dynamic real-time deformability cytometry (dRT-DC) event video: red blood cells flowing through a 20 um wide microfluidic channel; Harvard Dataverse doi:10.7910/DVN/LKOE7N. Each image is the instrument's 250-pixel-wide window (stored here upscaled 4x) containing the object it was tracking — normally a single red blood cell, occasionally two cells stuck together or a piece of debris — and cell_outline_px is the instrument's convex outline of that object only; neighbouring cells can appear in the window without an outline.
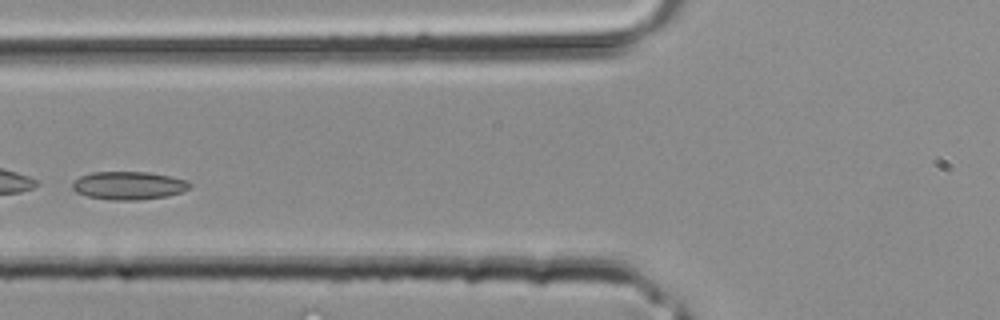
{"species": "common noctule bat (a hibernating species)", "species_latin": "Nyctalus noctula", "temperature_condition": "room temperature", "stored_images_in_passage": 29, "camera_frame_rate_fps": 3000, "um_per_image_px": 0.085, "animal": {"sex": "male", "body_mass_g": 20.4}, "frame": {"image": 1, "passage_image": 9, "time_ms": 2.667, "image_size_px": [1000, 320], "cell_outline_px": [[192, 184], [188, 188], [180, 192], [168, 196], [136, 200], [112, 200], [88, 196], [76, 192], [72, 188], [72, 184], [80, 176], [92, 172], [148, 172], [188, 180]], "centroid_in_image_um": [10.94, 15.77], "position_along_channel_um": 114.9, "area_um2": 19.07}}
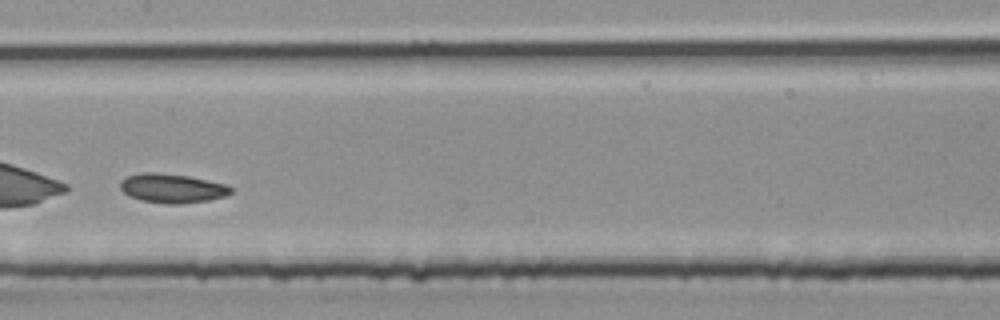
{"frame": {"image": 2, "passage_image": 13, "time_ms": 4.0, "image_size_px": [1000, 320], "cell_outline_px": [[232, 192], [224, 196], [208, 200], [180, 204], [168, 204], [140, 200], [128, 196], [120, 188], [120, 180], [128, 176], [144, 172], [156, 172], [188, 176], [224, 184], [232, 188]], "centroid_in_image_um": [14.59, 16.01], "position_along_channel_um": 192.8, "area_um2": 18.67}}
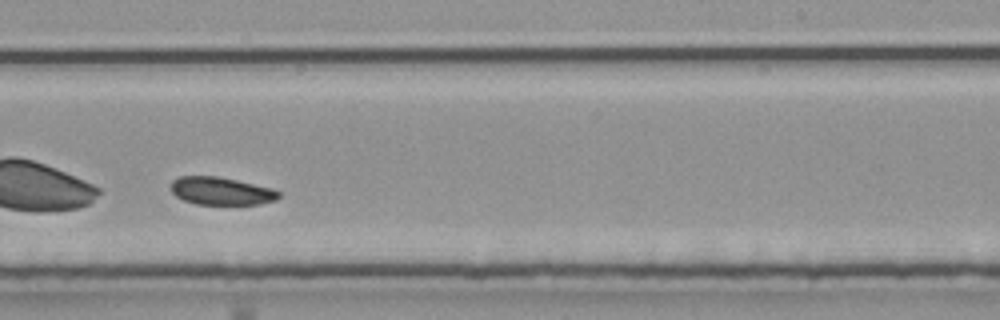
{"frame": {"image": 3, "passage_image": 17, "time_ms": 5.333, "image_size_px": [1000, 320], "cell_outline_px": [[280, 196], [276, 200], [260, 204], [196, 204], [184, 200], [176, 196], [172, 192], [172, 180], [180, 176], [220, 176], [272, 188], [280, 192]], "centroid_in_image_um": [18.82, 16.23], "position_along_channel_um": 270.2, "area_um2": 17.46}}